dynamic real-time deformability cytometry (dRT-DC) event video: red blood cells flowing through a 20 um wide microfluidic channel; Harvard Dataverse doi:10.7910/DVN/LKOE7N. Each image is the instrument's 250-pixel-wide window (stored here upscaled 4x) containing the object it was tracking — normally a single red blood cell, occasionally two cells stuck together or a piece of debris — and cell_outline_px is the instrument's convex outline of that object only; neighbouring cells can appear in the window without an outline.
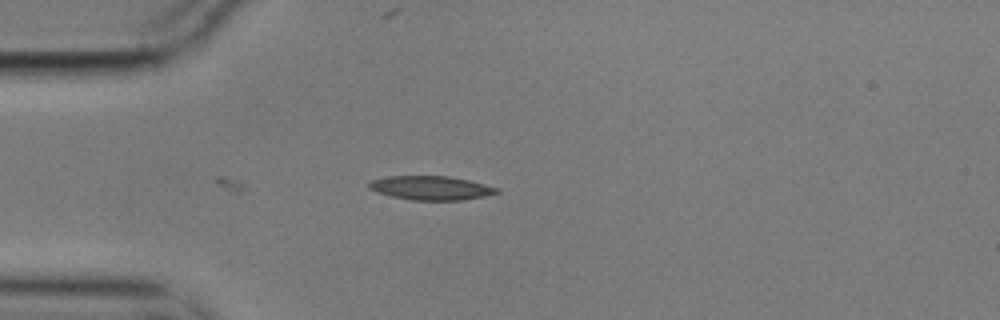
{"species": "common noctule bat (a hibernating species)", "species_latin": "Nyctalus noctula", "temperature_condition": "cold", "stored_images_in_passage": 4, "camera_frame_rate_fps": 3000, "um_per_image_px": 0.085, "animal": {"sex": "male", "body_mass_g": 17.9}, "frame": {"image": 1, "passage_image": 2, "time_ms": 0.333, "image_size_px": [1000, 320], "cell_outline_px": [[500, 192], [484, 196], [460, 200], [412, 200], [392, 196], [376, 192], [368, 188], [368, 184], [372, 180], [388, 176], [452, 176], [500, 188]], "centroid_in_image_um": [36.63, 15.97], "position_along_channel_um": 48.4, "area_um2": 17.8}}
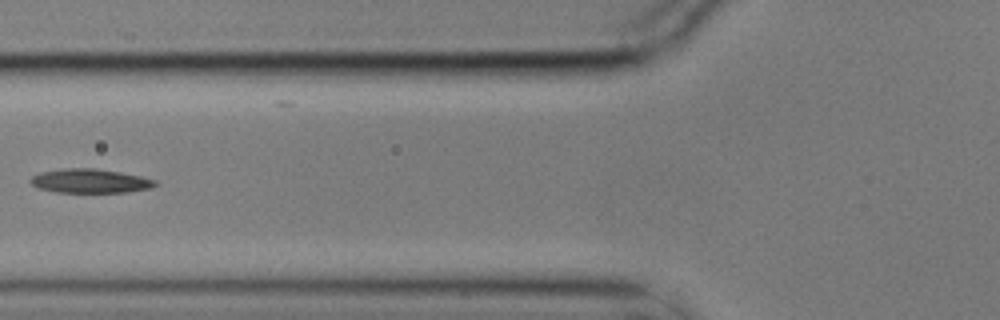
{"frame": {"image": 2, "passage_image": 4, "time_ms": 1.0, "image_size_px": [1000, 320], "cell_outline_px": [[156, 184], [152, 188], [128, 192], [56, 192], [40, 188], [32, 184], [28, 180], [32, 176], [40, 172], [64, 168], [96, 168], [120, 172], [140, 176], [156, 180]], "centroid_in_image_um": [7.65, 15.38], "position_along_channel_um": 118.1, "area_um2": 17.46}}